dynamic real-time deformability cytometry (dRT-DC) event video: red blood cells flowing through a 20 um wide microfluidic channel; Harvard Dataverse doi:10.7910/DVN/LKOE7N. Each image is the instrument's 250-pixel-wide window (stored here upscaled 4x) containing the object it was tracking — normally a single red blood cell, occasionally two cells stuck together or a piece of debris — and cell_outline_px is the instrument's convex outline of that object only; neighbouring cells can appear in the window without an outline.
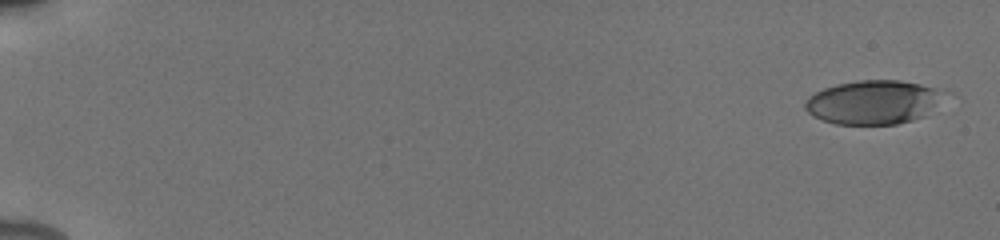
{"species": "human", "species_latin": "Homo sapiens", "temperature_condition": "cold", "stored_images_in_passage": 53, "camera_frame_rate_fps": 3000, "um_per_image_px": 0.085, "donor": {"sex": "male"}, "frame": {"image": 1, "passage_image": 1, "time_ms": 0.0, "image_size_px": [1000, 240], "cell_outline_px": [[940, 92], [924, 116], [912, 120], [896, 124], [836, 124], [812, 116], [804, 108], [804, 100], [808, 96], [824, 88], [836, 84], [860, 80], [900, 80], [920, 84], [932, 88]], "centroid_in_image_um": [74.06, 8.69], "position_along_channel_um": 10.9, "area_um2": 34.62}}
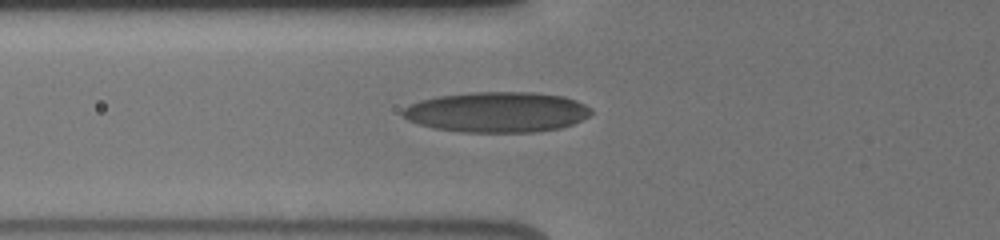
{"frame": {"image": 2, "passage_image": 21, "time_ms": 6.667, "image_size_px": [1000, 240], "cell_outline_px": [[592, 112], [588, 116], [572, 124], [560, 128], [532, 132], [460, 132], [436, 128], [420, 124], [408, 120], [400, 112], [404, 108], [420, 100], [440, 96], [472, 92], [536, 92], [564, 96], [576, 100], [592, 108]], "centroid_in_image_um": [42.27, 9.52], "position_along_channel_um": 83.5, "area_um2": 44.27}}
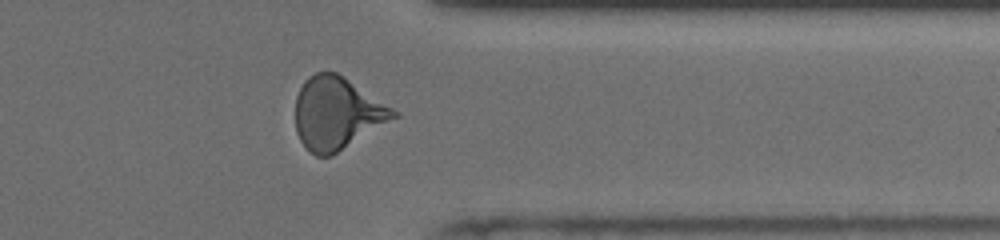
{"frame": {"image": 3, "passage_image": 44, "time_ms": 14.333, "image_size_px": [1000, 240], "cell_outline_px": [[400, 116], [332, 156], [316, 156], [300, 140], [296, 132], [296, 96], [304, 80], [308, 76], [316, 72], [336, 72], [344, 76], [400, 112]], "centroid_in_image_um": [28.67, 9.62], "position_along_channel_um": 382.7, "area_um2": 41.56}, "authors_computed_cell_mechanics": {"area_um2": 39.4774, "velocity_mm_per_s": 3.9314, "shape_relaxation_time_tau1_ms": 6.2754, "shape_relaxation_time_tau2_ms": 1.6467, "deformation_change_tau1": 0.2086, "deformation_change_tau2": 0.09}}